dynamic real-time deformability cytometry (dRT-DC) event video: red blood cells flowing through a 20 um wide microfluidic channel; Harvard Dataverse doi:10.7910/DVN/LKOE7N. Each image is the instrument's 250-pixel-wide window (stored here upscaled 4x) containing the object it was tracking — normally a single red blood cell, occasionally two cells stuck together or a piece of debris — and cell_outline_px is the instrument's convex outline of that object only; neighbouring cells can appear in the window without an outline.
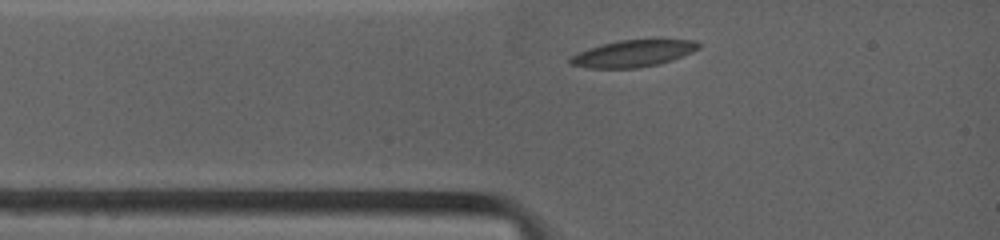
{"species": "common noctule bat (a hibernating species)", "species_latin": "Nyctalus noctula", "temperature_condition": "warm", "stored_images_in_passage": 24, "camera_frame_rate_fps": 4500, "um_per_image_px": 0.085, "animal": {"sex": "female", "body_mass_g": 19.0, "forearm_length_mm": 53.3}, "frame": {"image": 1, "passage_image": 1, "time_ms": 0.0, "image_size_px": [1000, 240], "cell_outline_px": [[700, 48], [692, 52], [672, 60], [640, 68], [588, 68], [572, 64], [568, 60], [572, 56], [588, 48], [600, 44], [620, 40], [660, 36], [696, 40], [700, 44]], "centroid_in_image_um": [53.93, 4.48], "position_along_channel_um": 31.1, "area_um2": 20.92}}
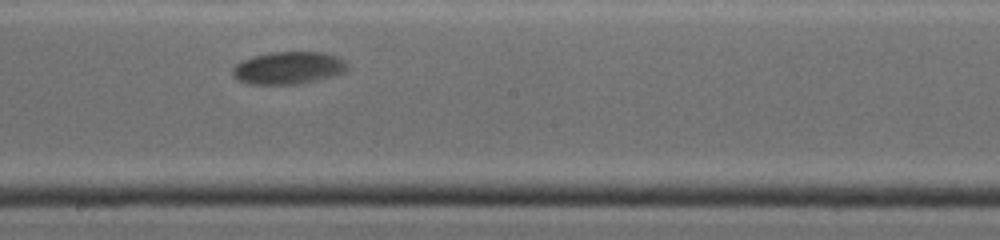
{"frame": {"image": 2, "passage_image": 14, "time_ms": 5.333, "image_size_px": [1000, 240], "cell_outline_px": [[348, 68], [344, 72], [336, 76], [296, 84], [248, 84], [236, 80], [232, 76], [232, 68], [240, 60], [272, 52], [328, 52], [344, 60], [348, 64]], "centroid_in_image_um": [24.51, 5.77], "position_along_channel_um": 223.7, "area_um2": 21.96}}
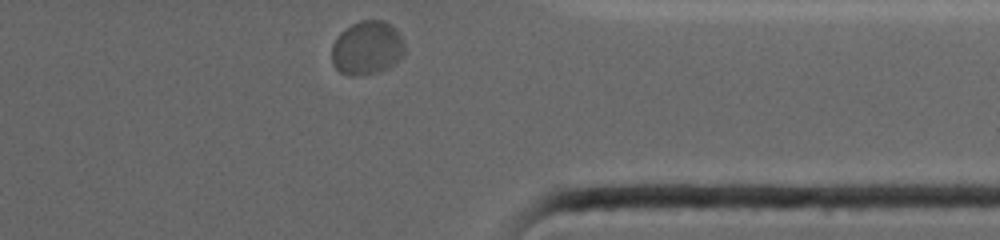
{"frame": {"image": 3, "passage_image": 24, "time_ms": 9.778, "image_size_px": [1000, 240], "cell_outline_px": [[404, 52], [388, 68], [364, 76], [348, 76], [340, 72], [332, 64], [332, 44], [336, 36], [344, 28], [360, 20], [384, 20], [396, 28], [404, 40]], "centroid_in_image_um": [31.17, 4.06], "position_along_channel_um": 380.2, "area_um2": 23.12}, "authors_computed_cell_mechanics": {"area_um2": 21.5016, "velocity_mm_per_s": 3.6867, "shape_relaxation_time_tau1_ms": 2.5826, "shape_relaxation_time_tau2_ms": null, "deformation_change_tau1": 0.1051, "deformation_change_tau2": null}}